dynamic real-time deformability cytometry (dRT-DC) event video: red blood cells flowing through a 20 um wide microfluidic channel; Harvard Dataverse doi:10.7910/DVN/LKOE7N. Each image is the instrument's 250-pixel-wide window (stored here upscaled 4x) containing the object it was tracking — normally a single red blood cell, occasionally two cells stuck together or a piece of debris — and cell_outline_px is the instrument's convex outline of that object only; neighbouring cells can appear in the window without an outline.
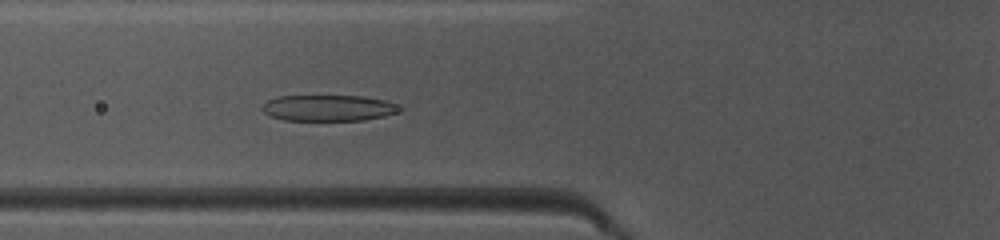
{"species": "common noctule bat (a hibernating species)", "species_latin": "Nyctalus noctula", "temperature_condition": "warm", "stored_images_in_passage": 37, "camera_frame_rate_fps": 3000, "um_per_image_px": 0.085, "animal": {"sex": "female", "body_mass_g": 10.0, "forearm_length_mm": 53.1}, "frame": {"image": 1, "passage_image": 7, "time_ms": 2.0, "image_size_px": [1000, 240], "cell_outline_px": [[404, 108], [396, 112], [384, 116], [364, 120], [284, 120], [272, 116], [264, 112], [260, 108], [268, 100], [280, 96], [360, 96], [384, 100], [396, 104]], "centroid_in_image_um": [27.92, 9.18], "position_along_channel_um": 97.9, "area_um2": 20.69}}
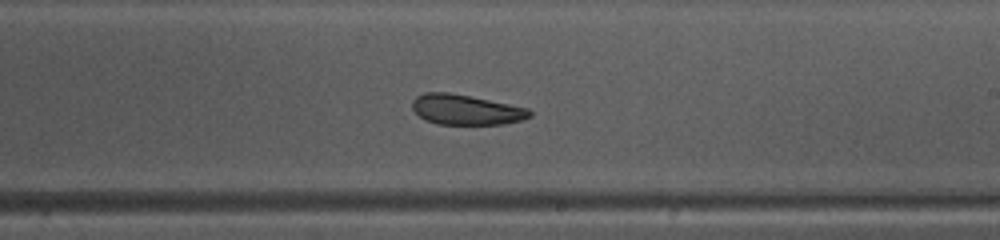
{"frame": {"image": 2, "passage_image": 18, "time_ms": 5.667, "image_size_px": [1000, 240], "cell_outline_px": [[532, 116], [524, 120], [504, 124], [436, 124], [424, 120], [412, 108], [412, 100], [416, 96], [424, 92], [448, 92], [528, 108], [532, 112]], "centroid_in_image_um": [39.6, 9.33], "position_along_channel_um": 249.4, "area_um2": 20.63}}
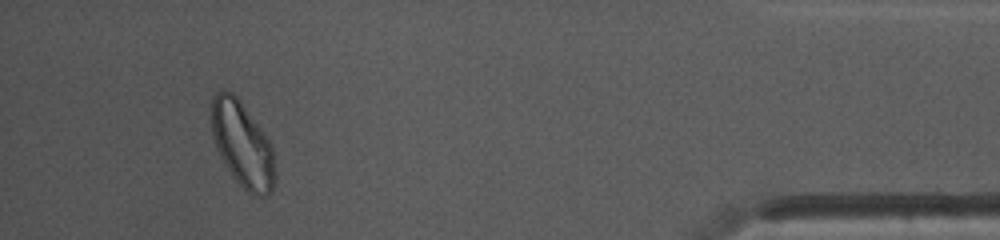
{"frame": {"image": 3, "passage_image": 34, "time_ms": 11.0, "image_size_px": [1000, 240], "cell_outline_px": [[276, 180], [272, 192], [268, 196], [252, 196], [232, 176], [220, 156], [216, 148], [212, 136], [212, 96], [220, 88], [224, 88], [232, 92], [240, 100], [260, 128], [268, 140], [272, 148], [276, 176]], "centroid_in_image_um": [20.6, 12.29], "position_along_channel_um": 414.6, "area_um2": 31.73}, "authors_computed_cell_mechanics": {"area_um2": 22.0796, "velocity_mm_per_s": 4.1189, "shape_relaxation_time_tau1_ms": 5.3073, "shape_relaxation_time_tau2_ms": 1.9732, "deformation_change_tau1": 0.1519, "deformation_change_tau2": 0.0961}}